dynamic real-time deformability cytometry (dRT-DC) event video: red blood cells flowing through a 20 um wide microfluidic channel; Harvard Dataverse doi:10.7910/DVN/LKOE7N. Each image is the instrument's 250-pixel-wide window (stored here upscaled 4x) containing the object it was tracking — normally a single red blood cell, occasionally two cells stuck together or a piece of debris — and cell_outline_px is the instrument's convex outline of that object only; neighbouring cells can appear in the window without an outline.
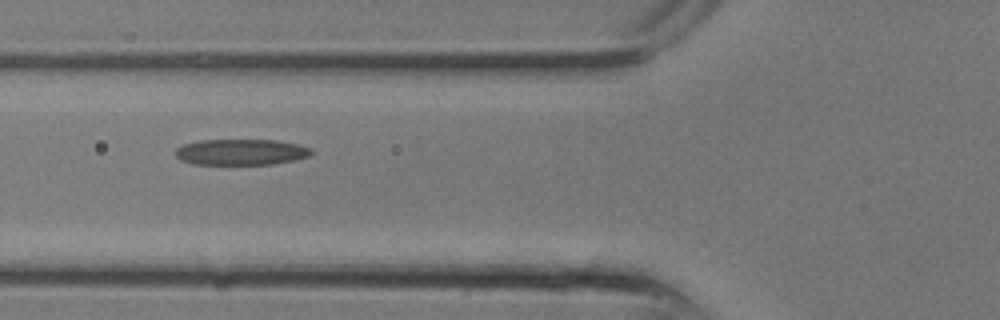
{"species": "common noctule bat (a hibernating species)", "species_latin": "Nyctalus noctula", "temperature_condition": "room temperature", "stored_images_in_passage": 16, "camera_frame_rate_fps": 3000, "um_per_image_px": 0.085, "animal": {"sex": "male", "body_mass_g": 13.3}, "frame": {"image": 1, "passage_image": 3, "time_ms": 0.667, "image_size_px": [1000, 320], "cell_outline_px": [[312, 152], [308, 156], [296, 160], [272, 164], [192, 164], [180, 160], [176, 156], [176, 148], [184, 144], [200, 140], [276, 140], [296, 144], [308, 148]], "centroid_in_image_um": [20.45, 12.93], "position_along_channel_um": 105.4, "area_um2": 20.4}}
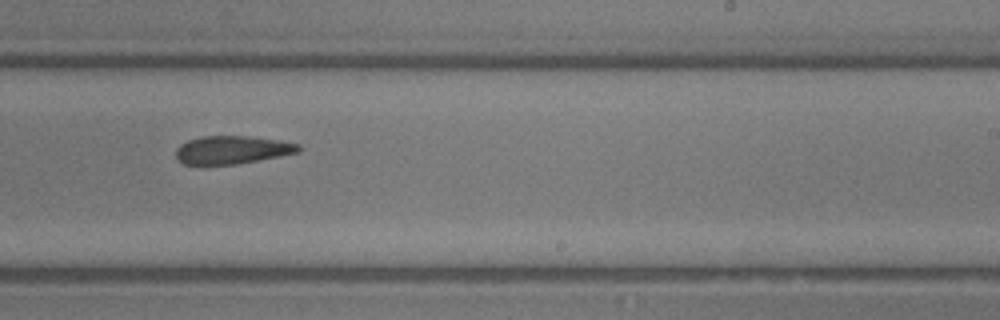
{"frame": {"image": 2, "passage_image": 9, "time_ms": 2.667, "image_size_px": [1000, 320], "cell_outline_px": [[300, 152], [236, 164], [200, 168], [184, 164], [176, 160], [176, 148], [180, 144], [188, 140], [204, 136], [248, 136], [276, 140], [300, 144]], "centroid_in_image_um": [19.62, 12.78], "position_along_channel_um": 269.4, "area_um2": 20.63}}
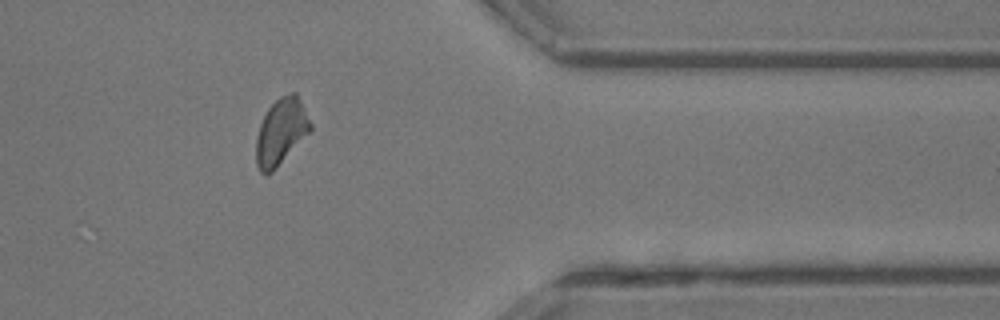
{"frame": {"image": 3, "passage_image": 14, "time_ms": 4.333, "image_size_px": [1000, 320], "cell_outline_px": [[312, 128], [276, 168], [272, 172], [260, 172], [256, 164], [256, 136], [260, 124], [268, 108], [280, 96], [292, 92], [296, 92], [312, 124]], "centroid_in_image_um": [23.87, 11.17], "position_along_channel_um": 387.5, "area_um2": 20.58}}